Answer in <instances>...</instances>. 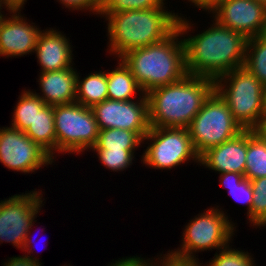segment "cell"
I'll use <instances>...</instances> for the list:
<instances>
[{
    "instance_id": "obj_36",
    "label": "cell",
    "mask_w": 266,
    "mask_h": 266,
    "mask_svg": "<svg viewBox=\"0 0 266 266\" xmlns=\"http://www.w3.org/2000/svg\"><path fill=\"white\" fill-rule=\"evenodd\" d=\"M2 8L6 9L7 12H10L14 8V5L8 0H0V21H2L6 17L3 14L4 10L2 11Z\"/></svg>"
},
{
    "instance_id": "obj_35",
    "label": "cell",
    "mask_w": 266,
    "mask_h": 266,
    "mask_svg": "<svg viewBox=\"0 0 266 266\" xmlns=\"http://www.w3.org/2000/svg\"><path fill=\"white\" fill-rule=\"evenodd\" d=\"M36 219V217L31 221V225H30V228H29V231L27 232V236L25 237V241H24V244H23V247H22V250L26 253V251H27V255L26 256H28V257H32L34 260H38V261H40L39 260V258H37L36 256L35 257H33L32 255H30V254H32V252H33V250L32 249H34V246L33 245H31L32 243H34V241L33 242H31V240H33V239H31L30 237V231L33 229V228H31V227H33L34 226V224H35V222L37 221V220H35ZM33 248H32V247ZM31 247V248H30Z\"/></svg>"
},
{
    "instance_id": "obj_7",
    "label": "cell",
    "mask_w": 266,
    "mask_h": 266,
    "mask_svg": "<svg viewBox=\"0 0 266 266\" xmlns=\"http://www.w3.org/2000/svg\"><path fill=\"white\" fill-rule=\"evenodd\" d=\"M56 152L79 154L97 143L99 128L92 108L78 102L53 106Z\"/></svg>"
},
{
    "instance_id": "obj_24",
    "label": "cell",
    "mask_w": 266,
    "mask_h": 266,
    "mask_svg": "<svg viewBox=\"0 0 266 266\" xmlns=\"http://www.w3.org/2000/svg\"><path fill=\"white\" fill-rule=\"evenodd\" d=\"M244 67L266 87V35L247 40Z\"/></svg>"
},
{
    "instance_id": "obj_15",
    "label": "cell",
    "mask_w": 266,
    "mask_h": 266,
    "mask_svg": "<svg viewBox=\"0 0 266 266\" xmlns=\"http://www.w3.org/2000/svg\"><path fill=\"white\" fill-rule=\"evenodd\" d=\"M247 129L220 145L207 149L199 156V165L219 173L245 174Z\"/></svg>"
},
{
    "instance_id": "obj_12",
    "label": "cell",
    "mask_w": 266,
    "mask_h": 266,
    "mask_svg": "<svg viewBox=\"0 0 266 266\" xmlns=\"http://www.w3.org/2000/svg\"><path fill=\"white\" fill-rule=\"evenodd\" d=\"M137 101L106 99L92 107L99 130L118 128L134 131L142 139L148 133V100L146 94Z\"/></svg>"
},
{
    "instance_id": "obj_14",
    "label": "cell",
    "mask_w": 266,
    "mask_h": 266,
    "mask_svg": "<svg viewBox=\"0 0 266 266\" xmlns=\"http://www.w3.org/2000/svg\"><path fill=\"white\" fill-rule=\"evenodd\" d=\"M23 7H14L9 17L0 21V57L26 56L34 53L37 38L42 32L35 23L21 15Z\"/></svg>"
},
{
    "instance_id": "obj_21",
    "label": "cell",
    "mask_w": 266,
    "mask_h": 266,
    "mask_svg": "<svg viewBox=\"0 0 266 266\" xmlns=\"http://www.w3.org/2000/svg\"><path fill=\"white\" fill-rule=\"evenodd\" d=\"M245 178L266 177V137L260 130L247 129Z\"/></svg>"
},
{
    "instance_id": "obj_1",
    "label": "cell",
    "mask_w": 266,
    "mask_h": 266,
    "mask_svg": "<svg viewBox=\"0 0 266 266\" xmlns=\"http://www.w3.org/2000/svg\"><path fill=\"white\" fill-rule=\"evenodd\" d=\"M183 17L180 14L177 29L184 37L185 65L189 75L216 80L244 66L248 39L243 34L212 20L208 29L190 36L187 33L194 24Z\"/></svg>"
},
{
    "instance_id": "obj_13",
    "label": "cell",
    "mask_w": 266,
    "mask_h": 266,
    "mask_svg": "<svg viewBox=\"0 0 266 266\" xmlns=\"http://www.w3.org/2000/svg\"><path fill=\"white\" fill-rule=\"evenodd\" d=\"M209 13L218 24L247 39L265 35L266 6L256 0H222Z\"/></svg>"
},
{
    "instance_id": "obj_5",
    "label": "cell",
    "mask_w": 266,
    "mask_h": 266,
    "mask_svg": "<svg viewBox=\"0 0 266 266\" xmlns=\"http://www.w3.org/2000/svg\"><path fill=\"white\" fill-rule=\"evenodd\" d=\"M215 91L243 129L261 128L266 118V87L244 66L216 79Z\"/></svg>"
},
{
    "instance_id": "obj_17",
    "label": "cell",
    "mask_w": 266,
    "mask_h": 266,
    "mask_svg": "<svg viewBox=\"0 0 266 266\" xmlns=\"http://www.w3.org/2000/svg\"><path fill=\"white\" fill-rule=\"evenodd\" d=\"M39 87L42 95L35 92L46 105H62L76 102L77 70L67 69L39 73Z\"/></svg>"
},
{
    "instance_id": "obj_38",
    "label": "cell",
    "mask_w": 266,
    "mask_h": 266,
    "mask_svg": "<svg viewBox=\"0 0 266 266\" xmlns=\"http://www.w3.org/2000/svg\"><path fill=\"white\" fill-rule=\"evenodd\" d=\"M259 130L266 137V118H265V120H264V122H263V124Z\"/></svg>"
},
{
    "instance_id": "obj_19",
    "label": "cell",
    "mask_w": 266,
    "mask_h": 266,
    "mask_svg": "<svg viewBox=\"0 0 266 266\" xmlns=\"http://www.w3.org/2000/svg\"><path fill=\"white\" fill-rule=\"evenodd\" d=\"M33 142L40 145L53 159H56V133L53 106L45 105L24 132ZM55 155V156H54Z\"/></svg>"
},
{
    "instance_id": "obj_9",
    "label": "cell",
    "mask_w": 266,
    "mask_h": 266,
    "mask_svg": "<svg viewBox=\"0 0 266 266\" xmlns=\"http://www.w3.org/2000/svg\"><path fill=\"white\" fill-rule=\"evenodd\" d=\"M145 141L150 142L141 159L146 168L170 170L189 160L199 164L188 128L150 127Z\"/></svg>"
},
{
    "instance_id": "obj_26",
    "label": "cell",
    "mask_w": 266,
    "mask_h": 266,
    "mask_svg": "<svg viewBox=\"0 0 266 266\" xmlns=\"http://www.w3.org/2000/svg\"><path fill=\"white\" fill-rule=\"evenodd\" d=\"M253 190L251 215L248 221L254 228L266 226V177L250 180Z\"/></svg>"
},
{
    "instance_id": "obj_25",
    "label": "cell",
    "mask_w": 266,
    "mask_h": 266,
    "mask_svg": "<svg viewBox=\"0 0 266 266\" xmlns=\"http://www.w3.org/2000/svg\"><path fill=\"white\" fill-rule=\"evenodd\" d=\"M219 182L237 203L247 205V218L251 215L253 190L249 179L236 172L219 173Z\"/></svg>"
},
{
    "instance_id": "obj_37",
    "label": "cell",
    "mask_w": 266,
    "mask_h": 266,
    "mask_svg": "<svg viewBox=\"0 0 266 266\" xmlns=\"http://www.w3.org/2000/svg\"><path fill=\"white\" fill-rule=\"evenodd\" d=\"M10 3L14 5V7H24L27 0H8Z\"/></svg>"
},
{
    "instance_id": "obj_30",
    "label": "cell",
    "mask_w": 266,
    "mask_h": 266,
    "mask_svg": "<svg viewBox=\"0 0 266 266\" xmlns=\"http://www.w3.org/2000/svg\"><path fill=\"white\" fill-rule=\"evenodd\" d=\"M163 255V256H162ZM160 258H154V266H204L201 265L199 258H185L177 256L170 252L160 254ZM163 258V259H162Z\"/></svg>"
},
{
    "instance_id": "obj_31",
    "label": "cell",
    "mask_w": 266,
    "mask_h": 266,
    "mask_svg": "<svg viewBox=\"0 0 266 266\" xmlns=\"http://www.w3.org/2000/svg\"><path fill=\"white\" fill-rule=\"evenodd\" d=\"M57 2L70 11H89L94 13L93 15H99L102 0H57Z\"/></svg>"
},
{
    "instance_id": "obj_11",
    "label": "cell",
    "mask_w": 266,
    "mask_h": 266,
    "mask_svg": "<svg viewBox=\"0 0 266 266\" xmlns=\"http://www.w3.org/2000/svg\"><path fill=\"white\" fill-rule=\"evenodd\" d=\"M0 163L9 170L32 174L52 165L54 159L24 132L7 126L0 128Z\"/></svg>"
},
{
    "instance_id": "obj_6",
    "label": "cell",
    "mask_w": 266,
    "mask_h": 266,
    "mask_svg": "<svg viewBox=\"0 0 266 266\" xmlns=\"http://www.w3.org/2000/svg\"><path fill=\"white\" fill-rule=\"evenodd\" d=\"M218 207L211 206L189 221L183 229L180 247L170 252L180 257L196 258L198 252L220 250L231 245L235 223Z\"/></svg>"
},
{
    "instance_id": "obj_34",
    "label": "cell",
    "mask_w": 266,
    "mask_h": 266,
    "mask_svg": "<svg viewBox=\"0 0 266 266\" xmlns=\"http://www.w3.org/2000/svg\"><path fill=\"white\" fill-rule=\"evenodd\" d=\"M222 0H188L195 7L200 8L203 11H207L208 13Z\"/></svg>"
},
{
    "instance_id": "obj_32",
    "label": "cell",
    "mask_w": 266,
    "mask_h": 266,
    "mask_svg": "<svg viewBox=\"0 0 266 266\" xmlns=\"http://www.w3.org/2000/svg\"><path fill=\"white\" fill-rule=\"evenodd\" d=\"M107 266H154V259H145L141 256L137 257L136 255L132 257H123L118 261L115 260V263L111 262V264H108Z\"/></svg>"
},
{
    "instance_id": "obj_3",
    "label": "cell",
    "mask_w": 266,
    "mask_h": 266,
    "mask_svg": "<svg viewBox=\"0 0 266 266\" xmlns=\"http://www.w3.org/2000/svg\"><path fill=\"white\" fill-rule=\"evenodd\" d=\"M215 91V80L187 74L178 82L146 93L150 127L188 128Z\"/></svg>"
},
{
    "instance_id": "obj_8",
    "label": "cell",
    "mask_w": 266,
    "mask_h": 266,
    "mask_svg": "<svg viewBox=\"0 0 266 266\" xmlns=\"http://www.w3.org/2000/svg\"><path fill=\"white\" fill-rule=\"evenodd\" d=\"M195 152L200 156L207 149L237 136L244 129L220 95L214 91L188 126Z\"/></svg>"
},
{
    "instance_id": "obj_27",
    "label": "cell",
    "mask_w": 266,
    "mask_h": 266,
    "mask_svg": "<svg viewBox=\"0 0 266 266\" xmlns=\"http://www.w3.org/2000/svg\"><path fill=\"white\" fill-rule=\"evenodd\" d=\"M97 153L101 165L114 172L126 170L133 164L135 150L90 149Z\"/></svg>"
},
{
    "instance_id": "obj_16",
    "label": "cell",
    "mask_w": 266,
    "mask_h": 266,
    "mask_svg": "<svg viewBox=\"0 0 266 266\" xmlns=\"http://www.w3.org/2000/svg\"><path fill=\"white\" fill-rule=\"evenodd\" d=\"M72 46L69 37L55 28L42 30L34 51L41 67L40 73L73 67Z\"/></svg>"
},
{
    "instance_id": "obj_20",
    "label": "cell",
    "mask_w": 266,
    "mask_h": 266,
    "mask_svg": "<svg viewBox=\"0 0 266 266\" xmlns=\"http://www.w3.org/2000/svg\"><path fill=\"white\" fill-rule=\"evenodd\" d=\"M79 74L76 80V102L92 108L95 104L108 99L107 72L90 73L84 79H81Z\"/></svg>"
},
{
    "instance_id": "obj_28",
    "label": "cell",
    "mask_w": 266,
    "mask_h": 266,
    "mask_svg": "<svg viewBox=\"0 0 266 266\" xmlns=\"http://www.w3.org/2000/svg\"><path fill=\"white\" fill-rule=\"evenodd\" d=\"M250 254L228 245L220 249L219 253L217 251L214 258L208 261L209 263L206 262L204 266H256L255 260Z\"/></svg>"
},
{
    "instance_id": "obj_22",
    "label": "cell",
    "mask_w": 266,
    "mask_h": 266,
    "mask_svg": "<svg viewBox=\"0 0 266 266\" xmlns=\"http://www.w3.org/2000/svg\"><path fill=\"white\" fill-rule=\"evenodd\" d=\"M16 106H14L12 123L10 126L25 132L35 119L39 112L46 104L30 89L24 90L18 97Z\"/></svg>"
},
{
    "instance_id": "obj_33",
    "label": "cell",
    "mask_w": 266,
    "mask_h": 266,
    "mask_svg": "<svg viewBox=\"0 0 266 266\" xmlns=\"http://www.w3.org/2000/svg\"><path fill=\"white\" fill-rule=\"evenodd\" d=\"M38 260H34L31 256L28 257L25 255L23 256H13L9 258L7 262L4 263L3 266H41L42 263Z\"/></svg>"
},
{
    "instance_id": "obj_2",
    "label": "cell",
    "mask_w": 266,
    "mask_h": 266,
    "mask_svg": "<svg viewBox=\"0 0 266 266\" xmlns=\"http://www.w3.org/2000/svg\"><path fill=\"white\" fill-rule=\"evenodd\" d=\"M107 23L109 54L121 58L127 52L169 37L178 24V13L167 7L100 13Z\"/></svg>"
},
{
    "instance_id": "obj_18",
    "label": "cell",
    "mask_w": 266,
    "mask_h": 266,
    "mask_svg": "<svg viewBox=\"0 0 266 266\" xmlns=\"http://www.w3.org/2000/svg\"><path fill=\"white\" fill-rule=\"evenodd\" d=\"M116 60H118V65L115 69L107 72L108 99L129 101L134 100L135 94L143 95L144 93L131 73L129 67L121 58Z\"/></svg>"
},
{
    "instance_id": "obj_4",
    "label": "cell",
    "mask_w": 266,
    "mask_h": 266,
    "mask_svg": "<svg viewBox=\"0 0 266 266\" xmlns=\"http://www.w3.org/2000/svg\"><path fill=\"white\" fill-rule=\"evenodd\" d=\"M121 59L131 70L144 94L157 87L178 82L188 74L184 44L178 29L163 41L131 50Z\"/></svg>"
},
{
    "instance_id": "obj_23",
    "label": "cell",
    "mask_w": 266,
    "mask_h": 266,
    "mask_svg": "<svg viewBox=\"0 0 266 266\" xmlns=\"http://www.w3.org/2000/svg\"><path fill=\"white\" fill-rule=\"evenodd\" d=\"M143 139L134 131L111 128L99 130L97 143L91 149L136 150Z\"/></svg>"
},
{
    "instance_id": "obj_29",
    "label": "cell",
    "mask_w": 266,
    "mask_h": 266,
    "mask_svg": "<svg viewBox=\"0 0 266 266\" xmlns=\"http://www.w3.org/2000/svg\"><path fill=\"white\" fill-rule=\"evenodd\" d=\"M166 0H102L100 13H117L126 10H144L166 7ZM165 2V3H164Z\"/></svg>"
},
{
    "instance_id": "obj_39",
    "label": "cell",
    "mask_w": 266,
    "mask_h": 266,
    "mask_svg": "<svg viewBox=\"0 0 266 266\" xmlns=\"http://www.w3.org/2000/svg\"><path fill=\"white\" fill-rule=\"evenodd\" d=\"M256 1H258L259 3L264 4L266 6V0H256Z\"/></svg>"
},
{
    "instance_id": "obj_10",
    "label": "cell",
    "mask_w": 266,
    "mask_h": 266,
    "mask_svg": "<svg viewBox=\"0 0 266 266\" xmlns=\"http://www.w3.org/2000/svg\"><path fill=\"white\" fill-rule=\"evenodd\" d=\"M36 190L11 195L0 201V244L9 242L15 248L22 249L31 221L39 215L44 205L42 190Z\"/></svg>"
}]
</instances>
